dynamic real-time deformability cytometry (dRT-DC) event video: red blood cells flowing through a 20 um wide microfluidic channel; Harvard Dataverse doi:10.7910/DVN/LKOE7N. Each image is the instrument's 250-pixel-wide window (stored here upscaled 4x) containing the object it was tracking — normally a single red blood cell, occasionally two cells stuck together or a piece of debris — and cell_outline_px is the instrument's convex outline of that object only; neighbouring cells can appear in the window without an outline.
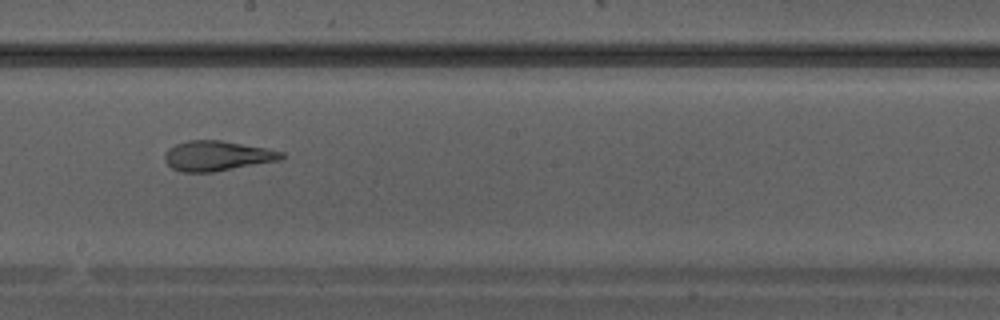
{"species": "Egyptian fruit bat (a non-hibernating species)", "species_latin": "Rousettus aegyptiacus", "temperature_condition": "warm", "stored_images_in_passage": 32, "camera_frame_rate_fps": 3000, "um_per_image_px": 0.085, "animal": {"sex": "male"}, "frame": {"image": 1, "passage_image": 19, "time_ms": 6.0, "image_size_px": [1000, 320], "cell_outline_px": [[284, 156], [280, 160], [212, 172], [180, 172], [172, 168], [164, 160], [164, 152], [168, 148], [176, 144], [188, 140], [220, 140], [264, 148], [284, 152]], "centroid_in_image_um": [18.4, 13.25], "position_along_channel_um": 229.8, "area_um2": 20.29}}